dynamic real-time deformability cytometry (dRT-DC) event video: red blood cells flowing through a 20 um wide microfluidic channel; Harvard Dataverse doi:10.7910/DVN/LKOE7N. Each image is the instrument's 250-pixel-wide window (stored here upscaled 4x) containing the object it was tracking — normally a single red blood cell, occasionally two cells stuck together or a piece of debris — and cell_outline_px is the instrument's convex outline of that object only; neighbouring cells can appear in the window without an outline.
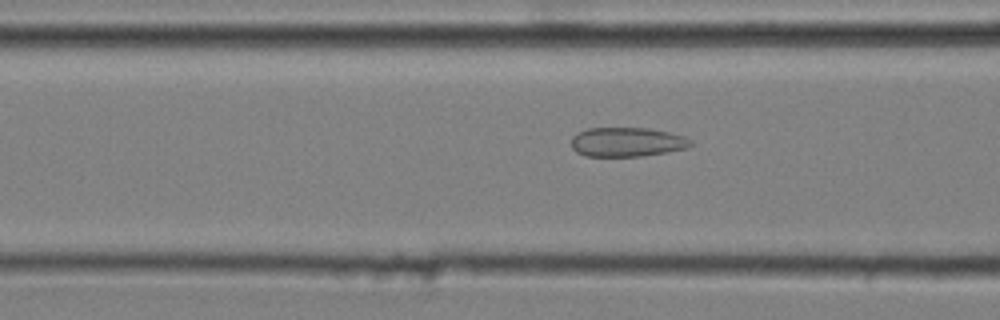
{"species": "common noctule bat (a hibernating species)", "species_latin": "Nyctalus noctula", "temperature_condition": "cold", "stored_images_in_passage": 46, "camera_frame_rate_fps": 3000, "um_per_image_px": 0.085, "animal": {"sex": "male", "body_mass_g": 20.4}, "frame": {"image": 1, "passage_image": 18, "time_ms": 5.667, "image_size_px": [1000, 320], "cell_outline_px": [[692, 144], [688, 148], [668, 152], [644, 156], [584, 156], [576, 152], [572, 148], [572, 136], [576, 132], [588, 128], [648, 128], [668, 132], [684, 136], [692, 140]], "centroid_in_image_um": [53.29, 12.07], "position_along_channel_um": 113.3, "area_um2": 20.58}}
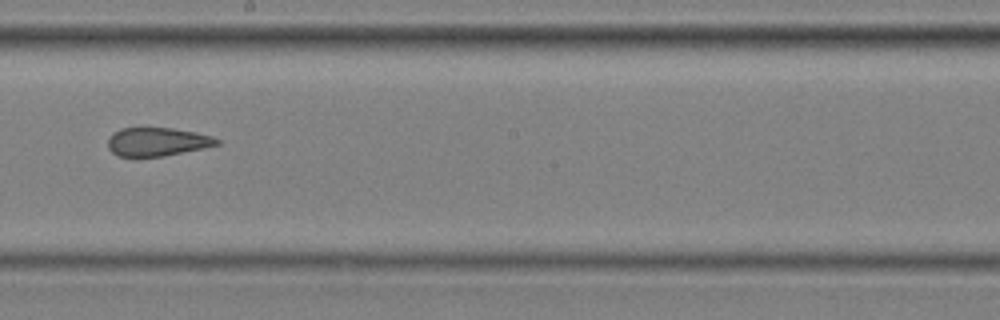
{"frame": {"image": 2, "passage_image": 28, "time_ms": 9.0, "image_size_px": [1000, 320], "cell_outline_px": [[220, 144], [204, 148], [164, 156], [116, 156], [108, 148], [108, 140], [120, 128], [172, 128], [196, 132], [212, 136], [220, 140]], "centroid_in_image_um": [13.4, 12.05], "position_along_channel_um": 234.8, "area_um2": 17.98}}
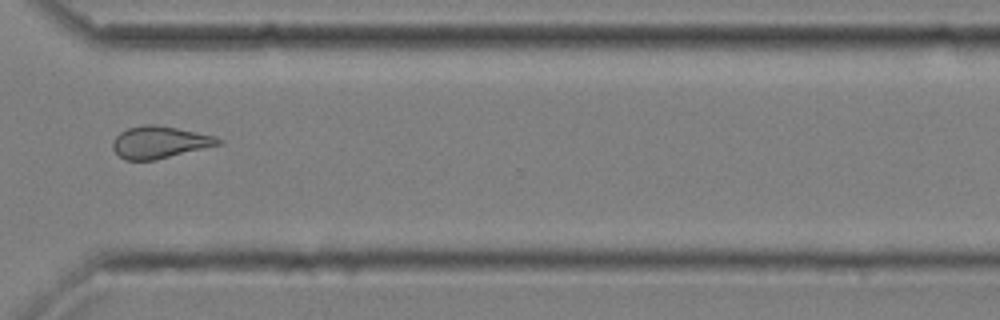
{"frame": {"image": 3, "passage_image": 38, "time_ms": 12.333, "image_size_px": [1000, 320], "cell_outline_px": [[224, 144], [156, 160], [124, 160], [112, 148], [112, 140], [120, 132], [128, 128], [148, 124], [156, 124], [216, 136], [224, 140]], "centroid_in_image_um": [13.61, 12.1], "position_along_channel_um": 357.0, "area_um2": 19.94}, "authors_computed_cell_mechanics": {"area_um2": 19.9988, "velocity_mm_per_s": 3.6511, "shape_relaxation_time_tau1_ms": null, "shape_relaxation_time_tau2_ms": 1.4396, "deformation_change_tau1": null, "deformation_change_tau2": 0.0942}}